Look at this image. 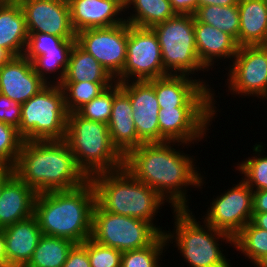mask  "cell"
I'll list each match as a JSON object with an SVG mask.
<instances>
[{"label":"cell","mask_w":267,"mask_h":267,"mask_svg":"<svg viewBox=\"0 0 267 267\" xmlns=\"http://www.w3.org/2000/svg\"><path fill=\"white\" fill-rule=\"evenodd\" d=\"M237 5L240 15L238 46H265L267 0H242Z\"/></svg>","instance_id":"obj_25"},{"label":"cell","mask_w":267,"mask_h":267,"mask_svg":"<svg viewBox=\"0 0 267 267\" xmlns=\"http://www.w3.org/2000/svg\"><path fill=\"white\" fill-rule=\"evenodd\" d=\"M114 100V84L106 88L92 101L84 104L76 112L85 119L108 124Z\"/></svg>","instance_id":"obj_36"},{"label":"cell","mask_w":267,"mask_h":267,"mask_svg":"<svg viewBox=\"0 0 267 267\" xmlns=\"http://www.w3.org/2000/svg\"><path fill=\"white\" fill-rule=\"evenodd\" d=\"M227 79L229 94L235 97L267 99V47L264 45L239 47L229 61ZM245 96V97H243Z\"/></svg>","instance_id":"obj_11"},{"label":"cell","mask_w":267,"mask_h":267,"mask_svg":"<svg viewBox=\"0 0 267 267\" xmlns=\"http://www.w3.org/2000/svg\"><path fill=\"white\" fill-rule=\"evenodd\" d=\"M14 174V169L9 166H0V196L5 182Z\"/></svg>","instance_id":"obj_46"},{"label":"cell","mask_w":267,"mask_h":267,"mask_svg":"<svg viewBox=\"0 0 267 267\" xmlns=\"http://www.w3.org/2000/svg\"><path fill=\"white\" fill-rule=\"evenodd\" d=\"M76 33L90 28H108L125 22L124 0H67Z\"/></svg>","instance_id":"obj_19"},{"label":"cell","mask_w":267,"mask_h":267,"mask_svg":"<svg viewBox=\"0 0 267 267\" xmlns=\"http://www.w3.org/2000/svg\"><path fill=\"white\" fill-rule=\"evenodd\" d=\"M191 210H172L174 229L164 233L168 248L174 243L173 247L179 250L180 256L189 267H232L231 260L226 258L220 246L225 242L224 244L228 243V246L233 247V237L215 229L204 220H197Z\"/></svg>","instance_id":"obj_5"},{"label":"cell","mask_w":267,"mask_h":267,"mask_svg":"<svg viewBox=\"0 0 267 267\" xmlns=\"http://www.w3.org/2000/svg\"><path fill=\"white\" fill-rule=\"evenodd\" d=\"M262 143L253 145L254 156L248 157L242 162H237V167H235L236 171H239L242 175L241 179L253 191L267 190V155L262 154L265 153L264 150L266 149Z\"/></svg>","instance_id":"obj_31"},{"label":"cell","mask_w":267,"mask_h":267,"mask_svg":"<svg viewBox=\"0 0 267 267\" xmlns=\"http://www.w3.org/2000/svg\"><path fill=\"white\" fill-rule=\"evenodd\" d=\"M180 145H184L182 149L192 147L179 142L143 143L124 157V167L137 180L154 189L172 210L189 209L188 190L202 189L206 185V177L195 165L197 159L180 151Z\"/></svg>","instance_id":"obj_1"},{"label":"cell","mask_w":267,"mask_h":267,"mask_svg":"<svg viewBox=\"0 0 267 267\" xmlns=\"http://www.w3.org/2000/svg\"><path fill=\"white\" fill-rule=\"evenodd\" d=\"M167 246L166 237L161 234L151 245L145 248L124 251L121 257V267H162L159 261L163 259L162 253L165 257Z\"/></svg>","instance_id":"obj_34"},{"label":"cell","mask_w":267,"mask_h":267,"mask_svg":"<svg viewBox=\"0 0 267 267\" xmlns=\"http://www.w3.org/2000/svg\"><path fill=\"white\" fill-rule=\"evenodd\" d=\"M89 179L94 186L96 203L103 210L145 220L161 234L165 233L163 227L155 225L154 220L164 204L169 203L154 189L137 180L125 167L98 173Z\"/></svg>","instance_id":"obj_4"},{"label":"cell","mask_w":267,"mask_h":267,"mask_svg":"<svg viewBox=\"0 0 267 267\" xmlns=\"http://www.w3.org/2000/svg\"><path fill=\"white\" fill-rule=\"evenodd\" d=\"M74 245L68 239L43 234L25 267H63Z\"/></svg>","instance_id":"obj_28"},{"label":"cell","mask_w":267,"mask_h":267,"mask_svg":"<svg viewBox=\"0 0 267 267\" xmlns=\"http://www.w3.org/2000/svg\"><path fill=\"white\" fill-rule=\"evenodd\" d=\"M115 83L106 69L77 43L74 44L62 82Z\"/></svg>","instance_id":"obj_26"},{"label":"cell","mask_w":267,"mask_h":267,"mask_svg":"<svg viewBox=\"0 0 267 267\" xmlns=\"http://www.w3.org/2000/svg\"><path fill=\"white\" fill-rule=\"evenodd\" d=\"M120 85L129 96L139 141L142 144L160 143L158 122L160 108L154 86L149 81L120 82Z\"/></svg>","instance_id":"obj_17"},{"label":"cell","mask_w":267,"mask_h":267,"mask_svg":"<svg viewBox=\"0 0 267 267\" xmlns=\"http://www.w3.org/2000/svg\"><path fill=\"white\" fill-rule=\"evenodd\" d=\"M95 190L88 179L81 186L37 194L33 216L42 234L65 238L75 244L92 235Z\"/></svg>","instance_id":"obj_3"},{"label":"cell","mask_w":267,"mask_h":267,"mask_svg":"<svg viewBox=\"0 0 267 267\" xmlns=\"http://www.w3.org/2000/svg\"><path fill=\"white\" fill-rule=\"evenodd\" d=\"M0 122L11 125L16 129L21 122V104L0 94Z\"/></svg>","instance_id":"obj_39"},{"label":"cell","mask_w":267,"mask_h":267,"mask_svg":"<svg viewBox=\"0 0 267 267\" xmlns=\"http://www.w3.org/2000/svg\"><path fill=\"white\" fill-rule=\"evenodd\" d=\"M46 85L35 72L33 63L24 55L12 57L0 67V94L21 105Z\"/></svg>","instance_id":"obj_18"},{"label":"cell","mask_w":267,"mask_h":267,"mask_svg":"<svg viewBox=\"0 0 267 267\" xmlns=\"http://www.w3.org/2000/svg\"><path fill=\"white\" fill-rule=\"evenodd\" d=\"M37 193L15 173L5 182L0 196V228L33 216Z\"/></svg>","instance_id":"obj_23"},{"label":"cell","mask_w":267,"mask_h":267,"mask_svg":"<svg viewBox=\"0 0 267 267\" xmlns=\"http://www.w3.org/2000/svg\"><path fill=\"white\" fill-rule=\"evenodd\" d=\"M24 56L33 62L38 56L51 49H72L76 39H63L47 33H28Z\"/></svg>","instance_id":"obj_35"},{"label":"cell","mask_w":267,"mask_h":267,"mask_svg":"<svg viewBox=\"0 0 267 267\" xmlns=\"http://www.w3.org/2000/svg\"><path fill=\"white\" fill-rule=\"evenodd\" d=\"M233 186L218 194L200 219L232 237L251 221L253 215V190L242 179Z\"/></svg>","instance_id":"obj_12"},{"label":"cell","mask_w":267,"mask_h":267,"mask_svg":"<svg viewBox=\"0 0 267 267\" xmlns=\"http://www.w3.org/2000/svg\"><path fill=\"white\" fill-rule=\"evenodd\" d=\"M251 222L263 230H267V212L253 213Z\"/></svg>","instance_id":"obj_43"},{"label":"cell","mask_w":267,"mask_h":267,"mask_svg":"<svg viewBox=\"0 0 267 267\" xmlns=\"http://www.w3.org/2000/svg\"><path fill=\"white\" fill-rule=\"evenodd\" d=\"M157 35L162 52L163 67L167 74L187 75L198 80L206 87L213 90V113L216 118L217 104L215 90L211 84L197 73L203 75L208 70L201 64L195 44L194 15L176 14L174 17L152 27ZM205 70V71H204ZM197 72V73H196ZM193 75V76H192ZM194 75H197L196 77Z\"/></svg>","instance_id":"obj_7"},{"label":"cell","mask_w":267,"mask_h":267,"mask_svg":"<svg viewBox=\"0 0 267 267\" xmlns=\"http://www.w3.org/2000/svg\"><path fill=\"white\" fill-rule=\"evenodd\" d=\"M12 56L2 47H0V67L7 63Z\"/></svg>","instance_id":"obj_47"},{"label":"cell","mask_w":267,"mask_h":267,"mask_svg":"<svg viewBox=\"0 0 267 267\" xmlns=\"http://www.w3.org/2000/svg\"><path fill=\"white\" fill-rule=\"evenodd\" d=\"M87 252L91 267H121V251L101 245L91 237L87 239Z\"/></svg>","instance_id":"obj_38"},{"label":"cell","mask_w":267,"mask_h":267,"mask_svg":"<svg viewBox=\"0 0 267 267\" xmlns=\"http://www.w3.org/2000/svg\"><path fill=\"white\" fill-rule=\"evenodd\" d=\"M206 5L231 6L237 5L235 0H198L197 8Z\"/></svg>","instance_id":"obj_44"},{"label":"cell","mask_w":267,"mask_h":267,"mask_svg":"<svg viewBox=\"0 0 267 267\" xmlns=\"http://www.w3.org/2000/svg\"><path fill=\"white\" fill-rule=\"evenodd\" d=\"M64 141L88 179L124 167V157L113 146L106 123L85 119L77 112L68 113Z\"/></svg>","instance_id":"obj_6"},{"label":"cell","mask_w":267,"mask_h":267,"mask_svg":"<svg viewBox=\"0 0 267 267\" xmlns=\"http://www.w3.org/2000/svg\"><path fill=\"white\" fill-rule=\"evenodd\" d=\"M132 113L129 96L121 89L120 82H115L108 129L113 146L123 157L142 144L138 139Z\"/></svg>","instance_id":"obj_20"},{"label":"cell","mask_w":267,"mask_h":267,"mask_svg":"<svg viewBox=\"0 0 267 267\" xmlns=\"http://www.w3.org/2000/svg\"><path fill=\"white\" fill-rule=\"evenodd\" d=\"M128 23L90 28L76 33V43L91 54L116 79L126 62Z\"/></svg>","instance_id":"obj_13"},{"label":"cell","mask_w":267,"mask_h":267,"mask_svg":"<svg viewBox=\"0 0 267 267\" xmlns=\"http://www.w3.org/2000/svg\"><path fill=\"white\" fill-rule=\"evenodd\" d=\"M214 119L213 107L159 109L160 143L197 144L207 137Z\"/></svg>","instance_id":"obj_14"},{"label":"cell","mask_w":267,"mask_h":267,"mask_svg":"<svg viewBox=\"0 0 267 267\" xmlns=\"http://www.w3.org/2000/svg\"><path fill=\"white\" fill-rule=\"evenodd\" d=\"M161 233L149 222L109 213L97 203L93 208L91 238L101 245L121 252L151 245Z\"/></svg>","instance_id":"obj_9"},{"label":"cell","mask_w":267,"mask_h":267,"mask_svg":"<svg viewBox=\"0 0 267 267\" xmlns=\"http://www.w3.org/2000/svg\"><path fill=\"white\" fill-rule=\"evenodd\" d=\"M0 267H8L3 228H0Z\"/></svg>","instance_id":"obj_45"},{"label":"cell","mask_w":267,"mask_h":267,"mask_svg":"<svg viewBox=\"0 0 267 267\" xmlns=\"http://www.w3.org/2000/svg\"><path fill=\"white\" fill-rule=\"evenodd\" d=\"M195 44L201 64L209 71L217 61L234 59L239 46L229 34L206 23L199 22L194 17Z\"/></svg>","instance_id":"obj_21"},{"label":"cell","mask_w":267,"mask_h":267,"mask_svg":"<svg viewBox=\"0 0 267 267\" xmlns=\"http://www.w3.org/2000/svg\"><path fill=\"white\" fill-rule=\"evenodd\" d=\"M24 13L28 33H47L76 39L67 0H17Z\"/></svg>","instance_id":"obj_15"},{"label":"cell","mask_w":267,"mask_h":267,"mask_svg":"<svg viewBox=\"0 0 267 267\" xmlns=\"http://www.w3.org/2000/svg\"><path fill=\"white\" fill-rule=\"evenodd\" d=\"M114 83L61 82L68 113L76 112Z\"/></svg>","instance_id":"obj_33"},{"label":"cell","mask_w":267,"mask_h":267,"mask_svg":"<svg viewBox=\"0 0 267 267\" xmlns=\"http://www.w3.org/2000/svg\"><path fill=\"white\" fill-rule=\"evenodd\" d=\"M63 267H91L87 252V240L72 247Z\"/></svg>","instance_id":"obj_40"},{"label":"cell","mask_w":267,"mask_h":267,"mask_svg":"<svg viewBox=\"0 0 267 267\" xmlns=\"http://www.w3.org/2000/svg\"><path fill=\"white\" fill-rule=\"evenodd\" d=\"M267 212V190L253 191V213Z\"/></svg>","instance_id":"obj_42"},{"label":"cell","mask_w":267,"mask_h":267,"mask_svg":"<svg viewBox=\"0 0 267 267\" xmlns=\"http://www.w3.org/2000/svg\"><path fill=\"white\" fill-rule=\"evenodd\" d=\"M124 5L125 22L137 27L152 28L176 15L169 0H124Z\"/></svg>","instance_id":"obj_27"},{"label":"cell","mask_w":267,"mask_h":267,"mask_svg":"<svg viewBox=\"0 0 267 267\" xmlns=\"http://www.w3.org/2000/svg\"><path fill=\"white\" fill-rule=\"evenodd\" d=\"M173 11L180 15H194L198 0H169Z\"/></svg>","instance_id":"obj_41"},{"label":"cell","mask_w":267,"mask_h":267,"mask_svg":"<svg viewBox=\"0 0 267 267\" xmlns=\"http://www.w3.org/2000/svg\"><path fill=\"white\" fill-rule=\"evenodd\" d=\"M68 112L59 84H47L21 105L18 134L25 141L64 140Z\"/></svg>","instance_id":"obj_8"},{"label":"cell","mask_w":267,"mask_h":267,"mask_svg":"<svg viewBox=\"0 0 267 267\" xmlns=\"http://www.w3.org/2000/svg\"><path fill=\"white\" fill-rule=\"evenodd\" d=\"M233 248L254 265L267 255V230L248 222L234 237Z\"/></svg>","instance_id":"obj_30"},{"label":"cell","mask_w":267,"mask_h":267,"mask_svg":"<svg viewBox=\"0 0 267 267\" xmlns=\"http://www.w3.org/2000/svg\"><path fill=\"white\" fill-rule=\"evenodd\" d=\"M71 50L72 49L46 50L45 54L38 56L32 62L35 72L47 84H60L65 77Z\"/></svg>","instance_id":"obj_32"},{"label":"cell","mask_w":267,"mask_h":267,"mask_svg":"<svg viewBox=\"0 0 267 267\" xmlns=\"http://www.w3.org/2000/svg\"><path fill=\"white\" fill-rule=\"evenodd\" d=\"M194 17L201 23L214 26L215 28L231 35L238 44L240 27V15L238 5L218 6L206 5L197 8Z\"/></svg>","instance_id":"obj_29"},{"label":"cell","mask_w":267,"mask_h":267,"mask_svg":"<svg viewBox=\"0 0 267 267\" xmlns=\"http://www.w3.org/2000/svg\"><path fill=\"white\" fill-rule=\"evenodd\" d=\"M28 30L21 6L17 0H0V47L12 57L23 56Z\"/></svg>","instance_id":"obj_24"},{"label":"cell","mask_w":267,"mask_h":267,"mask_svg":"<svg viewBox=\"0 0 267 267\" xmlns=\"http://www.w3.org/2000/svg\"><path fill=\"white\" fill-rule=\"evenodd\" d=\"M23 141L15 127L0 122V166L14 167Z\"/></svg>","instance_id":"obj_37"},{"label":"cell","mask_w":267,"mask_h":267,"mask_svg":"<svg viewBox=\"0 0 267 267\" xmlns=\"http://www.w3.org/2000/svg\"><path fill=\"white\" fill-rule=\"evenodd\" d=\"M8 267H25L31 260L42 231L34 216L3 228Z\"/></svg>","instance_id":"obj_22"},{"label":"cell","mask_w":267,"mask_h":267,"mask_svg":"<svg viewBox=\"0 0 267 267\" xmlns=\"http://www.w3.org/2000/svg\"><path fill=\"white\" fill-rule=\"evenodd\" d=\"M13 169L37 194L70 190L88 180L64 140H24Z\"/></svg>","instance_id":"obj_2"},{"label":"cell","mask_w":267,"mask_h":267,"mask_svg":"<svg viewBox=\"0 0 267 267\" xmlns=\"http://www.w3.org/2000/svg\"><path fill=\"white\" fill-rule=\"evenodd\" d=\"M254 267H267V255L261 258Z\"/></svg>","instance_id":"obj_48"},{"label":"cell","mask_w":267,"mask_h":267,"mask_svg":"<svg viewBox=\"0 0 267 267\" xmlns=\"http://www.w3.org/2000/svg\"><path fill=\"white\" fill-rule=\"evenodd\" d=\"M166 75L154 30L128 24L126 62L115 81H149Z\"/></svg>","instance_id":"obj_10"},{"label":"cell","mask_w":267,"mask_h":267,"mask_svg":"<svg viewBox=\"0 0 267 267\" xmlns=\"http://www.w3.org/2000/svg\"><path fill=\"white\" fill-rule=\"evenodd\" d=\"M154 86L159 108L213 107V90L197 78L168 74L149 80Z\"/></svg>","instance_id":"obj_16"}]
</instances>
